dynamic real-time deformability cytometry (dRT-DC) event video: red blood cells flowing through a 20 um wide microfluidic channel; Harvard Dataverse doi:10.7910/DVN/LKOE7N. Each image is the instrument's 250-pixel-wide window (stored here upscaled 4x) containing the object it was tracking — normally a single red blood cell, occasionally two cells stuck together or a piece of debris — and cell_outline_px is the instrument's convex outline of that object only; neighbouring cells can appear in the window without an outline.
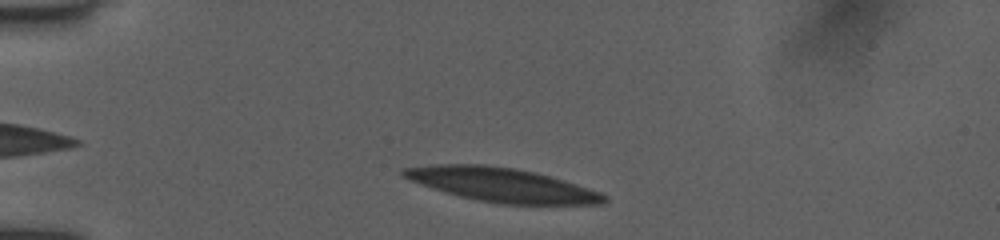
{"species": "human", "species_latin": "Homo sapiens", "temperature_condition": "room temperature", "stored_images_in_passage": 14, "camera_frame_rate_fps": 3000, "um_per_image_px": 0.085, "donor": {"sex": "female"}, "frame": {"image": 1, "passage_image": 2, "time_ms": 0.333, "image_size_px": [1000, 240], "cell_outline_px": [[608, 200], [604, 204], [496, 204], [460, 196], [432, 188], [420, 184], [404, 176], [400, 172], [400, 168], [432, 164], [484, 164], [512, 168], [536, 172], [588, 188], [600, 192], [608, 196]], "centroid_in_image_um": [42.64, 15.71], "position_along_channel_um": 42.4, "area_um2": 39.48}}
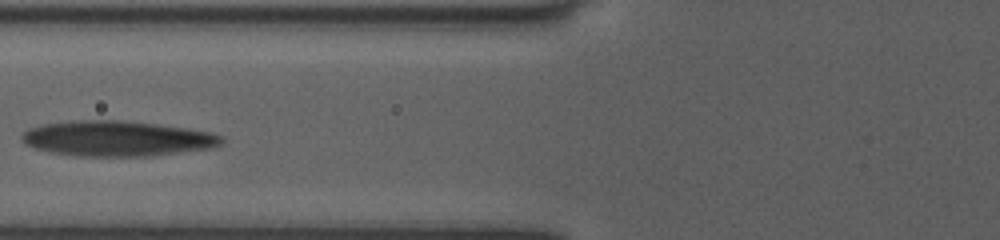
{"frame": {"image": 2, "passage_image": 7, "time_ms": 3.333, "image_size_px": [1000, 240], "cell_outline_px": [[224, 144], [212, 148], [152, 156], [72, 156], [48, 152], [24, 144], [20, 140], [20, 136], [28, 128], [44, 124], [80, 120], [116, 120], [156, 124], [184, 128], [208, 132], [220, 136], [224, 140]], "centroid_in_image_um": [9.91, 11.79], "position_along_channel_um": 115.9, "area_um2": 41.15}}
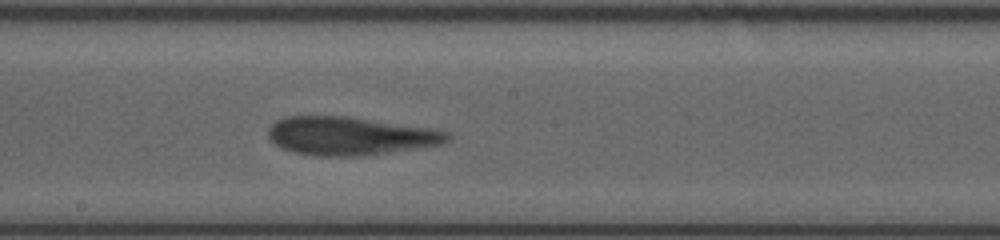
{"frame": {"image": 3, "passage_image": 14, "time_ms": 6.0, "image_size_px": [1000, 240], "cell_outline_px": [[452, 136], [448, 140], [440, 144], [416, 148], [364, 156], [316, 156], [296, 152], [284, 148], [276, 144], [268, 136], [268, 128], [276, 120], [284, 116], [348, 116], [428, 128], [448, 132]], "centroid_in_image_um": [29.72, 11.55], "position_along_channel_um": 218.5, "area_um2": 39.71}}